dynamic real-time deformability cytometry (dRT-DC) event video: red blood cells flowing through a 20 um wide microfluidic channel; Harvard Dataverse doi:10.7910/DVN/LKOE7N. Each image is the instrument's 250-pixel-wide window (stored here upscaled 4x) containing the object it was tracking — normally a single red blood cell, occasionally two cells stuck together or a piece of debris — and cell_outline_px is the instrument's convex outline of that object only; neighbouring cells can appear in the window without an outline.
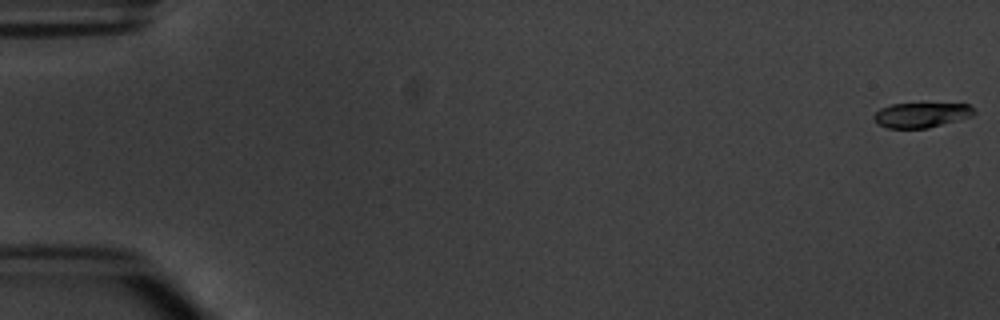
{"species": "common noctule bat (a hibernating species)", "species_latin": "Nyctalus noctula", "temperature_condition": "warm", "stored_images_in_passage": 7, "camera_frame_rate_fps": 3000, "um_per_image_px": 0.085, "animal": {"sex": "male", "body_mass_g": 20.1, "forearm_length_mm": 53.5}, "frame": {"image": 1, "passage_image": 1, "time_ms": 0.0, "image_size_px": [1000, 320], "cell_outline_px": [[976, 112], [972, 116], [928, 128], [888, 128], [880, 124], [872, 116], [880, 108], [892, 104], [968, 104]], "centroid_in_image_um": [78.31, 9.77], "position_along_channel_um": 6.7, "area_um2": 14.28}}
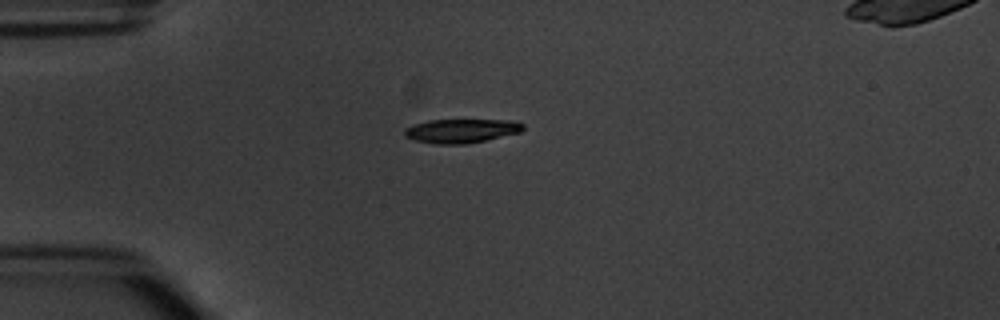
{"frame": {"image": 2, "passage_image": 5, "time_ms": 4.667, "image_size_px": [1000, 320], "cell_outline_px": [[524, 128], [520, 132], [468, 144], [432, 144], [416, 140], [404, 136], [404, 128], [412, 124], [428, 120], [516, 120], [524, 124]], "centroid_in_image_um": [39.19, 11.12], "position_along_channel_um": 45.8, "area_um2": 16.7}}